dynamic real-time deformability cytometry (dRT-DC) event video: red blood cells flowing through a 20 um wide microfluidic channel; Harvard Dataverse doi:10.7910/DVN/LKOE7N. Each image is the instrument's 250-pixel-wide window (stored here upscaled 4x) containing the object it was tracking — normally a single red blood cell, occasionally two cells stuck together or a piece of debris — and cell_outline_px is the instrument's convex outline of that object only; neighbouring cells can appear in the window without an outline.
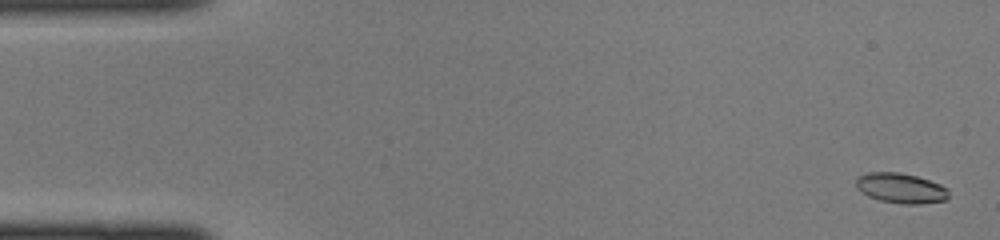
{"species": "common noctule bat (a hibernating species)", "species_latin": "Nyctalus noctula", "temperature_condition": "cold", "stored_images_in_passage": 46, "camera_frame_rate_fps": 3000, "um_per_image_px": 0.085, "animal": {"sex": "female", "body_mass_g": 22.0, "forearm_length_mm": 56.7}, "frame": {"image": 1, "passage_image": 2, "time_ms": 0.333, "image_size_px": [1000, 240], "cell_outline_px": [[948, 196], [944, 200], [920, 204], [904, 204], [880, 200], [868, 196], [856, 188], [856, 180], [860, 176], [868, 172], [900, 172], [916, 176], [940, 184], [948, 188]], "centroid_in_image_um": [76.56, 15.99], "position_along_channel_um": 8.4, "area_um2": 16.13}}
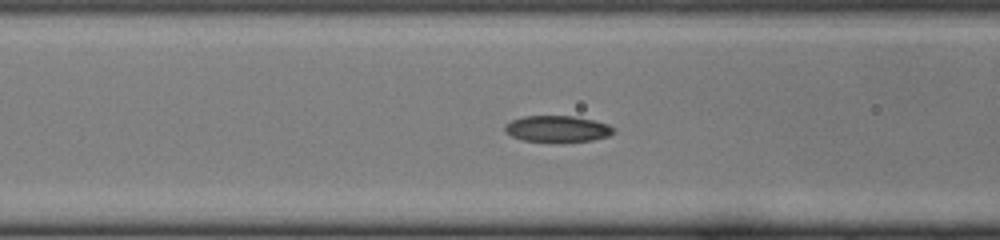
{"frame": {"image": 2, "passage_image": 18, "time_ms": 5.667, "image_size_px": [1000, 240], "cell_outline_px": [[616, 128], [608, 136], [592, 140], [560, 144], [556, 144], [520, 140], [512, 136], [504, 128], [512, 120], [524, 116], [572, 116], [592, 120], [608, 124]], "centroid_in_image_um": [47.39, 10.99], "position_along_channel_um": 119.2, "area_um2": 17.05}}
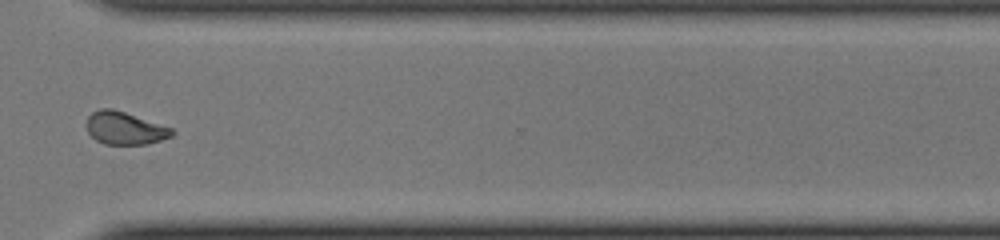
{"frame": {"image": 3, "passage_image": 34, "time_ms": 11.0, "image_size_px": [1000, 240], "cell_outline_px": [[176, 132], [172, 136], [148, 144], [104, 144], [96, 140], [88, 132], [84, 124], [88, 116], [92, 112], [100, 108], [112, 108], [172, 128]], "centroid_in_image_um": [10.57, 10.89], "position_along_channel_um": 360.0, "area_um2": 16.3}}